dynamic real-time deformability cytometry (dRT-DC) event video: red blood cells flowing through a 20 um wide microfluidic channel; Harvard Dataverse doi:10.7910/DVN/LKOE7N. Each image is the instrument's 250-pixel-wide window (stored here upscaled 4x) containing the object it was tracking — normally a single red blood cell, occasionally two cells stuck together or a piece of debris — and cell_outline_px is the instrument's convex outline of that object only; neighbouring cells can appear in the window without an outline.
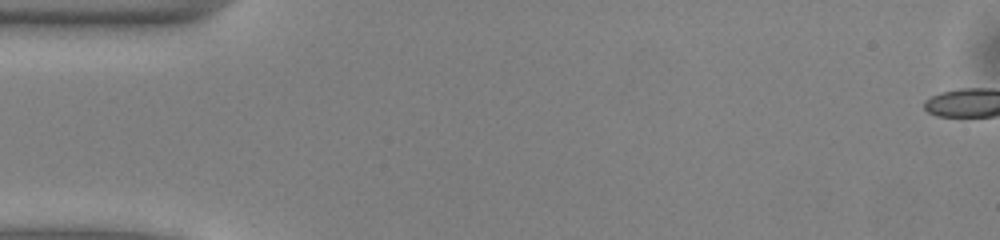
{"species": "common noctule bat (a hibernating species)", "species_latin": "Nyctalus noctula", "temperature_condition": "warm", "stored_images_in_passage": 1, "camera_frame_rate_fps": 3000, "um_per_image_px": 0.085, "animal": {"sex": "male", "body_mass_g": 13.0, "forearm_length_mm": 53.1}, "frame": {"image": 1, "passage_image": 1, "time_ms": 0.0, "image_size_px": [1000, 240], "cell_outline_px": [[184, 20], [148, 36], [128, 40], [52, 40], [20, 36], [28, 20]], "centroid_in_image_um": [7.99, 2.49], "position_along_channel_um": 77.0, "area_um2": 19.36}}